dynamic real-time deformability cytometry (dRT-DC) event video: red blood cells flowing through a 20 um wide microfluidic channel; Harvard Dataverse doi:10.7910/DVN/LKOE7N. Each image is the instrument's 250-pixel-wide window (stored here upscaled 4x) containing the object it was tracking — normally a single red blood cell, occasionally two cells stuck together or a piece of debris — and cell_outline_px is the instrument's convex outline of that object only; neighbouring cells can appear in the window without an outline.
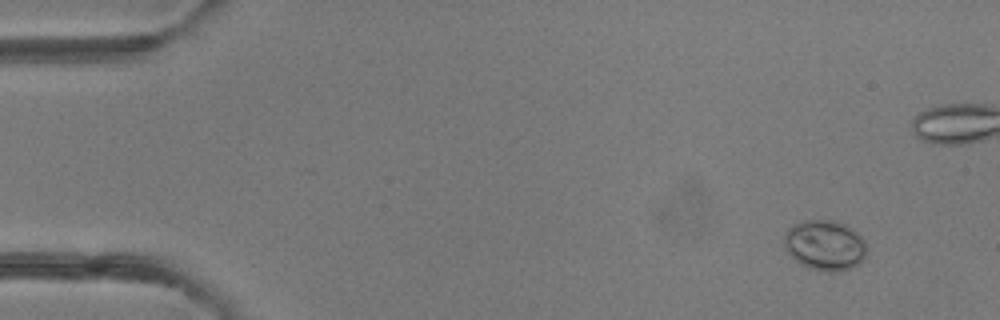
{"species": "common noctule bat (a hibernating species)", "species_latin": "Nyctalus noctula", "temperature_condition": "room temperature", "stored_images_in_passage": 51, "camera_frame_rate_fps": 3000, "um_per_image_px": 0.085, "animal": {"sex": "female"}, "frame": {"image": 1, "passage_image": 5, "time_ms": 1.333, "image_size_px": [1000, 320], "cell_outline_px": [[864, 260], [860, 264], [836, 272], [828, 272], [808, 268], [800, 264], [788, 252], [784, 244], [784, 236], [788, 228], [792, 224], [800, 220], [836, 220], [852, 228], [864, 240]], "centroid_in_image_um": [70.09, 20.83], "position_along_channel_um": 14.9, "area_um2": 24.22}}
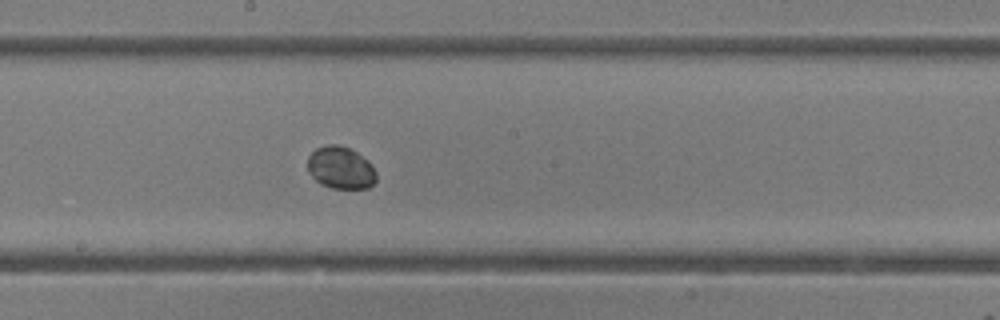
{"frame": {"image": 2, "passage_image": 28, "time_ms": 9.0, "image_size_px": [1000, 320], "cell_outline_px": [[376, 180], [368, 188], [332, 188], [320, 184], [308, 172], [308, 156], [316, 148], [328, 144], [340, 144], [356, 152], [368, 160], [372, 164], [376, 172]], "centroid_in_image_um": [28.95, 14.25], "position_along_channel_um": 219.2, "area_um2": 16.99}}
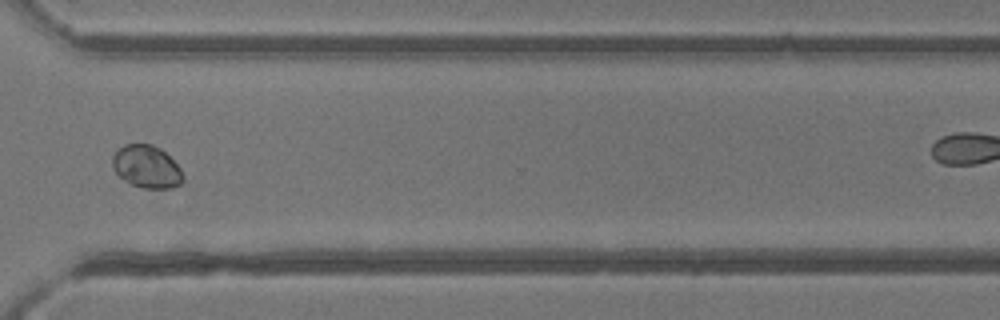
{"frame": {"image": 3, "passage_image": 38, "time_ms": 12.333, "image_size_px": [1000, 320], "cell_outline_px": [[184, 180], [180, 184], [172, 188], [144, 188], [132, 184], [124, 180], [112, 168], [112, 156], [124, 144], [152, 144], [160, 148], [180, 168], [184, 176]], "centroid_in_image_um": [12.46, 14.17], "position_along_channel_um": 358.1, "area_um2": 17.4}}